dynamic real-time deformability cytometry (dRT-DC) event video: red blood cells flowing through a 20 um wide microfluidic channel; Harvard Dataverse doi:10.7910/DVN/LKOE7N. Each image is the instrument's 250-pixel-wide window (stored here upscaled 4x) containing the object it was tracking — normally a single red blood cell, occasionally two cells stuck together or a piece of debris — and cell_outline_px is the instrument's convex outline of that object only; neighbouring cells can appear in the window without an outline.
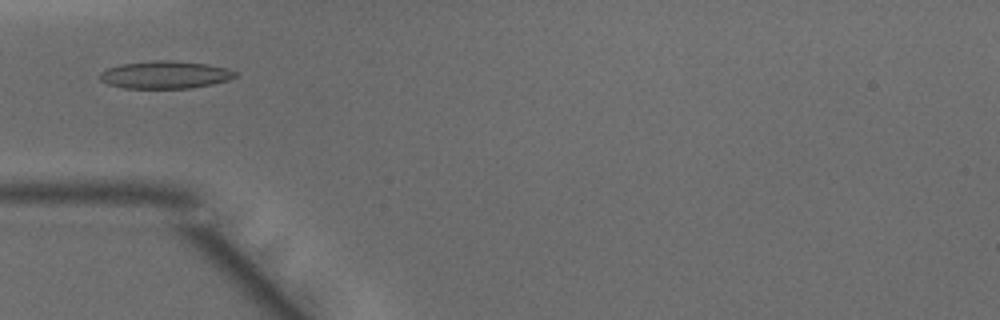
{"species": "common noctule bat (a hibernating species)", "species_latin": "Nyctalus noctula", "temperature_condition": "warm", "stored_images_in_passage": 21, "camera_frame_rate_fps": 3000, "um_per_image_px": 0.085, "animal": {"sex": "male", "body_mass_g": 15.6}, "frame": {"image": 1, "passage_image": 15, "time_ms": 4.667, "image_size_px": [1000, 320], "cell_outline_px": [[236, 76], [228, 80], [212, 84], [192, 88], [124, 88], [108, 84], [100, 80], [100, 72], [108, 68], [120, 64], [152, 60], [172, 60], [208, 64], [224, 68], [236, 72]], "centroid_in_image_um": [14.01, 6.35], "position_along_channel_um": 71.0, "area_um2": 21.73}}
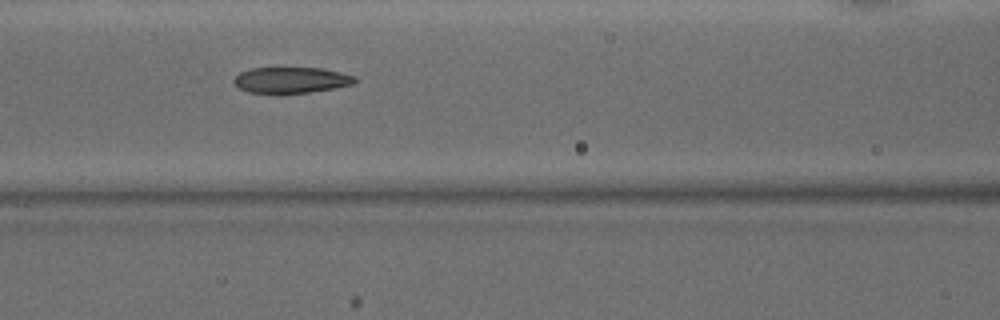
{"frame": {"image": 2, "passage_image": 20, "time_ms": 6.333, "image_size_px": [1000, 320], "cell_outline_px": [[356, 80], [352, 84], [336, 88], [308, 92], [248, 92], [240, 88], [232, 80], [240, 72], [252, 68], [320, 68], [340, 72], [356, 76]], "centroid_in_image_um": [24.77, 6.79], "position_along_channel_um": 141.8, "area_um2": 17.92}}